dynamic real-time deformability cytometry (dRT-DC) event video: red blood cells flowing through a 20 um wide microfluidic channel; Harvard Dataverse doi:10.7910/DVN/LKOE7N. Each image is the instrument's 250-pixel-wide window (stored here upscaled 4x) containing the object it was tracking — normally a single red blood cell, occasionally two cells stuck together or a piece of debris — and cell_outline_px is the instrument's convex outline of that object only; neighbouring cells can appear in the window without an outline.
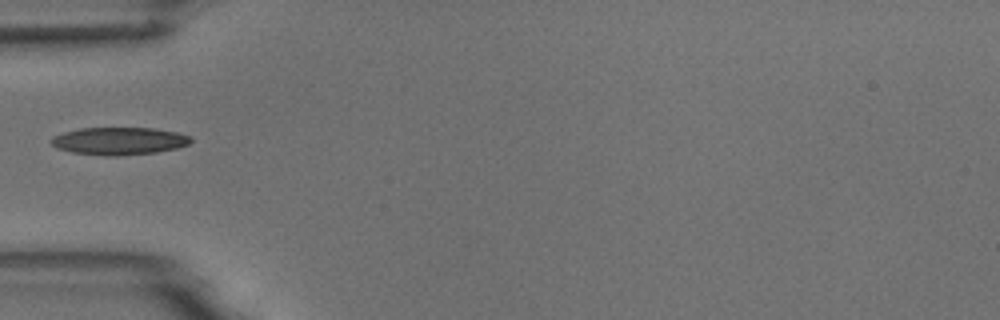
{"species": "common noctule bat (a hibernating species)", "species_latin": "Nyctalus noctula", "temperature_condition": "room temperature", "stored_images_in_passage": 1, "camera_frame_rate_fps": 3000, "um_per_image_px": 0.085, "animal": {"sex": "male", "body_mass_g": 18.8}, "frame": {"image": 1, "passage_image": 1, "time_ms": 0.0, "image_size_px": [1000, 320], "cell_outline_px": [[192, 140], [188, 144], [176, 148], [156, 152], [116, 156], [112, 156], [72, 152], [56, 148], [48, 140], [52, 136], [64, 132], [80, 128], [152, 128], [176, 132], [192, 136]], "centroid_in_image_um": [10.1, 11.98], "position_along_channel_um": 74.9, "area_um2": 22.37}}